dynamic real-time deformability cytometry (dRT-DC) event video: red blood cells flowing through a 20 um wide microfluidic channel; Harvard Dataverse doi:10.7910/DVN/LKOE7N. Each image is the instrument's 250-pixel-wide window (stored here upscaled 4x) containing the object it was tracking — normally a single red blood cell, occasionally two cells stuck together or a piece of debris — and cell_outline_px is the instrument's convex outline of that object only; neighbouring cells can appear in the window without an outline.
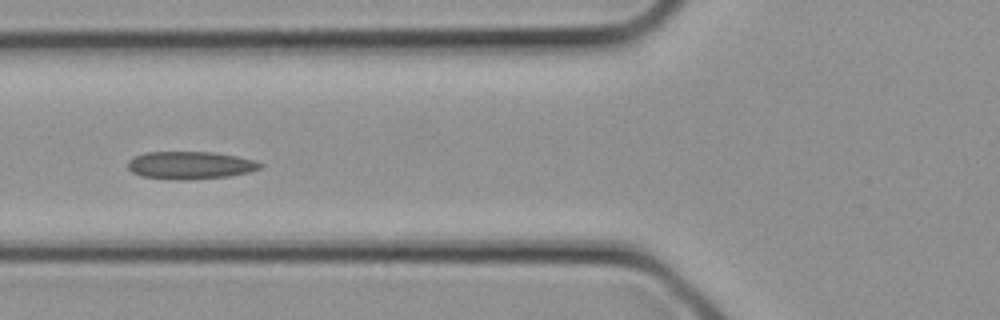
{"species": "common noctule bat (a hibernating species)", "species_latin": "Nyctalus noctula", "temperature_condition": "cold", "stored_images_in_passage": 12, "camera_frame_rate_fps": 3000, "um_per_image_px": 0.085, "animal": {"sex": "female", "body_mass_g": 21.9}, "frame": {"image": 1, "passage_image": 9, "time_ms": 2.667, "image_size_px": [1000, 320], "cell_outline_px": [[264, 164], [260, 168], [248, 172], [228, 176], [184, 180], [176, 180], [140, 176], [132, 172], [128, 168], [128, 160], [132, 156], [144, 152], [212, 152], [236, 156], [252, 160]], "centroid_in_image_um": [16.1, 14.04], "position_along_channel_um": 109.7, "area_um2": 21.33}}
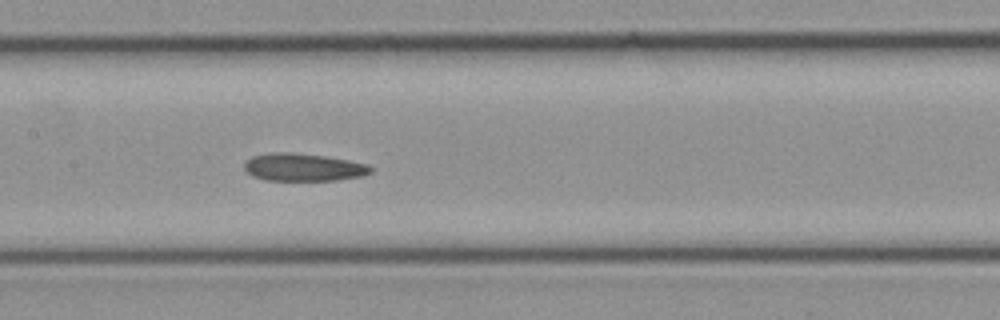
{"frame": {"image": 2, "passage_image": 12, "time_ms": 3.667, "image_size_px": [1000, 320], "cell_outline_px": [[372, 172], [364, 176], [336, 180], [264, 180], [252, 176], [244, 168], [244, 164], [252, 156], [268, 152], [296, 152], [324, 156], [348, 160], [368, 164], [372, 168]], "centroid_in_image_um": [25.79, 14.21], "position_along_channel_um": 181.6, "area_um2": 20.52}}